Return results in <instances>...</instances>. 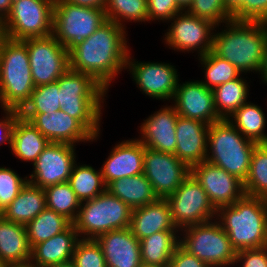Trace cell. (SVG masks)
Here are the masks:
<instances>
[{
    "label": "cell",
    "mask_w": 267,
    "mask_h": 267,
    "mask_svg": "<svg viewBox=\"0 0 267 267\" xmlns=\"http://www.w3.org/2000/svg\"><path fill=\"white\" fill-rule=\"evenodd\" d=\"M126 28L107 20L69 52V68L91 75L107 91L112 80L126 70L130 52Z\"/></svg>",
    "instance_id": "1"
},
{
    "label": "cell",
    "mask_w": 267,
    "mask_h": 267,
    "mask_svg": "<svg viewBox=\"0 0 267 267\" xmlns=\"http://www.w3.org/2000/svg\"><path fill=\"white\" fill-rule=\"evenodd\" d=\"M213 33L212 52L233 64L242 75L258 73L264 60L267 23L231 20Z\"/></svg>",
    "instance_id": "2"
},
{
    "label": "cell",
    "mask_w": 267,
    "mask_h": 267,
    "mask_svg": "<svg viewBox=\"0 0 267 267\" xmlns=\"http://www.w3.org/2000/svg\"><path fill=\"white\" fill-rule=\"evenodd\" d=\"M61 110L77 119L94 137L100 134L107 90L91 75L68 69L58 80Z\"/></svg>",
    "instance_id": "3"
},
{
    "label": "cell",
    "mask_w": 267,
    "mask_h": 267,
    "mask_svg": "<svg viewBox=\"0 0 267 267\" xmlns=\"http://www.w3.org/2000/svg\"><path fill=\"white\" fill-rule=\"evenodd\" d=\"M216 220L236 251L267 246V199L245 194L234 204L220 207Z\"/></svg>",
    "instance_id": "4"
},
{
    "label": "cell",
    "mask_w": 267,
    "mask_h": 267,
    "mask_svg": "<svg viewBox=\"0 0 267 267\" xmlns=\"http://www.w3.org/2000/svg\"><path fill=\"white\" fill-rule=\"evenodd\" d=\"M34 88L25 43L0 34V108L20 111Z\"/></svg>",
    "instance_id": "5"
},
{
    "label": "cell",
    "mask_w": 267,
    "mask_h": 267,
    "mask_svg": "<svg viewBox=\"0 0 267 267\" xmlns=\"http://www.w3.org/2000/svg\"><path fill=\"white\" fill-rule=\"evenodd\" d=\"M256 142L244 137L227 119L208 127L207 162L245 181ZM210 151V152H209Z\"/></svg>",
    "instance_id": "6"
},
{
    "label": "cell",
    "mask_w": 267,
    "mask_h": 267,
    "mask_svg": "<svg viewBox=\"0 0 267 267\" xmlns=\"http://www.w3.org/2000/svg\"><path fill=\"white\" fill-rule=\"evenodd\" d=\"M132 208L107 190L82 202L72 222L79 238L96 239L99 235L130 226Z\"/></svg>",
    "instance_id": "7"
},
{
    "label": "cell",
    "mask_w": 267,
    "mask_h": 267,
    "mask_svg": "<svg viewBox=\"0 0 267 267\" xmlns=\"http://www.w3.org/2000/svg\"><path fill=\"white\" fill-rule=\"evenodd\" d=\"M180 246L209 267L234 266L236 250L216 219L181 229Z\"/></svg>",
    "instance_id": "8"
},
{
    "label": "cell",
    "mask_w": 267,
    "mask_h": 267,
    "mask_svg": "<svg viewBox=\"0 0 267 267\" xmlns=\"http://www.w3.org/2000/svg\"><path fill=\"white\" fill-rule=\"evenodd\" d=\"M54 4L52 0H13L0 34L13 39L46 37L52 34Z\"/></svg>",
    "instance_id": "9"
},
{
    "label": "cell",
    "mask_w": 267,
    "mask_h": 267,
    "mask_svg": "<svg viewBox=\"0 0 267 267\" xmlns=\"http://www.w3.org/2000/svg\"><path fill=\"white\" fill-rule=\"evenodd\" d=\"M106 21L105 10L58 0L54 4L52 35L70 52Z\"/></svg>",
    "instance_id": "10"
},
{
    "label": "cell",
    "mask_w": 267,
    "mask_h": 267,
    "mask_svg": "<svg viewBox=\"0 0 267 267\" xmlns=\"http://www.w3.org/2000/svg\"><path fill=\"white\" fill-rule=\"evenodd\" d=\"M166 200L170 205L173 222L179 230L190 225L210 222L217 217V210L191 173Z\"/></svg>",
    "instance_id": "11"
},
{
    "label": "cell",
    "mask_w": 267,
    "mask_h": 267,
    "mask_svg": "<svg viewBox=\"0 0 267 267\" xmlns=\"http://www.w3.org/2000/svg\"><path fill=\"white\" fill-rule=\"evenodd\" d=\"M22 41L27 47L35 87L57 81L69 69V52L52 34Z\"/></svg>",
    "instance_id": "12"
},
{
    "label": "cell",
    "mask_w": 267,
    "mask_h": 267,
    "mask_svg": "<svg viewBox=\"0 0 267 267\" xmlns=\"http://www.w3.org/2000/svg\"><path fill=\"white\" fill-rule=\"evenodd\" d=\"M169 22L171 25L163 38L169 49L184 53L197 51L198 57L212 51L213 23L193 16L186 10L179 12Z\"/></svg>",
    "instance_id": "13"
},
{
    "label": "cell",
    "mask_w": 267,
    "mask_h": 267,
    "mask_svg": "<svg viewBox=\"0 0 267 267\" xmlns=\"http://www.w3.org/2000/svg\"><path fill=\"white\" fill-rule=\"evenodd\" d=\"M130 53L125 69H129L127 71H130L137 88L152 99L173 101L179 81L175 66L165 62L136 61Z\"/></svg>",
    "instance_id": "14"
},
{
    "label": "cell",
    "mask_w": 267,
    "mask_h": 267,
    "mask_svg": "<svg viewBox=\"0 0 267 267\" xmlns=\"http://www.w3.org/2000/svg\"><path fill=\"white\" fill-rule=\"evenodd\" d=\"M143 174L159 199H167L190 174V168L172 153L145 147Z\"/></svg>",
    "instance_id": "15"
},
{
    "label": "cell",
    "mask_w": 267,
    "mask_h": 267,
    "mask_svg": "<svg viewBox=\"0 0 267 267\" xmlns=\"http://www.w3.org/2000/svg\"><path fill=\"white\" fill-rule=\"evenodd\" d=\"M75 146L50 142L33 163V171L27 176L28 182L43 189L67 182L77 162Z\"/></svg>",
    "instance_id": "16"
},
{
    "label": "cell",
    "mask_w": 267,
    "mask_h": 267,
    "mask_svg": "<svg viewBox=\"0 0 267 267\" xmlns=\"http://www.w3.org/2000/svg\"><path fill=\"white\" fill-rule=\"evenodd\" d=\"M216 210L229 206L245 195L244 184L236 176L207 161L190 168Z\"/></svg>",
    "instance_id": "17"
},
{
    "label": "cell",
    "mask_w": 267,
    "mask_h": 267,
    "mask_svg": "<svg viewBox=\"0 0 267 267\" xmlns=\"http://www.w3.org/2000/svg\"><path fill=\"white\" fill-rule=\"evenodd\" d=\"M29 121L50 142L77 145L82 142L97 141L100 134L93 136L77 119L59 110L48 115L20 114Z\"/></svg>",
    "instance_id": "18"
},
{
    "label": "cell",
    "mask_w": 267,
    "mask_h": 267,
    "mask_svg": "<svg viewBox=\"0 0 267 267\" xmlns=\"http://www.w3.org/2000/svg\"><path fill=\"white\" fill-rule=\"evenodd\" d=\"M173 105L178 115L202 121L208 125L220 121L216 113L214 94L200 80L178 81Z\"/></svg>",
    "instance_id": "19"
},
{
    "label": "cell",
    "mask_w": 267,
    "mask_h": 267,
    "mask_svg": "<svg viewBox=\"0 0 267 267\" xmlns=\"http://www.w3.org/2000/svg\"><path fill=\"white\" fill-rule=\"evenodd\" d=\"M163 107L143 120L139 127L141 137L137 139L145 147L174 154L177 141L176 122L179 115L173 104Z\"/></svg>",
    "instance_id": "20"
},
{
    "label": "cell",
    "mask_w": 267,
    "mask_h": 267,
    "mask_svg": "<svg viewBox=\"0 0 267 267\" xmlns=\"http://www.w3.org/2000/svg\"><path fill=\"white\" fill-rule=\"evenodd\" d=\"M145 146L137 139L123 140L112 147L100 168L106 186L124 177L143 173Z\"/></svg>",
    "instance_id": "21"
},
{
    "label": "cell",
    "mask_w": 267,
    "mask_h": 267,
    "mask_svg": "<svg viewBox=\"0 0 267 267\" xmlns=\"http://www.w3.org/2000/svg\"><path fill=\"white\" fill-rule=\"evenodd\" d=\"M209 125L183 116L176 122V150L174 155L189 168L206 160Z\"/></svg>",
    "instance_id": "22"
},
{
    "label": "cell",
    "mask_w": 267,
    "mask_h": 267,
    "mask_svg": "<svg viewBox=\"0 0 267 267\" xmlns=\"http://www.w3.org/2000/svg\"><path fill=\"white\" fill-rule=\"evenodd\" d=\"M107 267H141L140 241L130 228L113 230L99 235Z\"/></svg>",
    "instance_id": "23"
},
{
    "label": "cell",
    "mask_w": 267,
    "mask_h": 267,
    "mask_svg": "<svg viewBox=\"0 0 267 267\" xmlns=\"http://www.w3.org/2000/svg\"><path fill=\"white\" fill-rule=\"evenodd\" d=\"M129 228L139 241L161 231L179 230L173 222L166 199H158L154 203L134 208Z\"/></svg>",
    "instance_id": "24"
},
{
    "label": "cell",
    "mask_w": 267,
    "mask_h": 267,
    "mask_svg": "<svg viewBox=\"0 0 267 267\" xmlns=\"http://www.w3.org/2000/svg\"><path fill=\"white\" fill-rule=\"evenodd\" d=\"M79 235L71 224L65 231L42 241L31 248L30 264L48 267L72 260Z\"/></svg>",
    "instance_id": "25"
},
{
    "label": "cell",
    "mask_w": 267,
    "mask_h": 267,
    "mask_svg": "<svg viewBox=\"0 0 267 267\" xmlns=\"http://www.w3.org/2000/svg\"><path fill=\"white\" fill-rule=\"evenodd\" d=\"M31 247L26 227L12 221H0V267L29 264Z\"/></svg>",
    "instance_id": "26"
},
{
    "label": "cell",
    "mask_w": 267,
    "mask_h": 267,
    "mask_svg": "<svg viewBox=\"0 0 267 267\" xmlns=\"http://www.w3.org/2000/svg\"><path fill=\"white\" fill-rule=\"evenodd\" d=\"M45 208V189L27 182L3 210L4 219L25 226Z\"/></svg>",
    "instance_id": "27"
},
{
    "label": "cell",
    "mask_w": 267,
    "mask_h": 267,
    "mask_svg": "<svg viewBox=\"0 0 267 267\" xmlns=\"http://www.w3.org/2000/svg\"><path fill=\"white\" fill-rule=\"evenodd\" d=\"M50 141L44 137L29 121L21 116L17 119L11 142V153L22 162L33 163Z\"/></svg>",
    "instance_id": "28"
},
{
    "label": "cell",
    "mask_w": 267,
    "mask_h": 267,
    "mask_svg": "<svg viewBox=\"0 0 267 267\" xmlns=\"http://www.w3.org/2000/svg\"><path fill=\"white\" fill-rule=\"evenodd\" d=\"M106 190L132 209L154 203L159 199L143 173L114 180L106 186Z\"/></svg>",
    "instance_id": "29"
},
{
    "label": "cell",
    "mask_w": 267,
    "mask_h": 267,
    "mask_svg": "<svg viewBox=\"0 0 267 267\" xmlns=\"http://www.w3.org/2000/svg\"><path fill=\"white\" fill-rule=\"evenodd\" d=\"M180 230L154 233L140 240L141 261L144 265L168 267L180 245Z\"/></svg>",
    "instance_id": "30"
},
{
    "label": "cell",
    "mask_w": 267,
    "mask_h": 267,
    "mask_svg": "<svg viewBox=\"0 0 267 267\" xmlns=\"http://www.w3.org/2000/svg\"><path fill=\"white\" fill-rule=\"evenodd\" d=\"M244 137L256 142L267 143L266 116L262 108L251 101L242 104L227 119Z\"/></svg>",
    "instance_id": "31"
},
{
    "label": "cell",
    "mask_w": 267,
    "mask_h": 267,
    "mask_svg": "<svg viewBox=\"0 0 267 267\" xmlns=\"http://www.w3.org/2000/svg\"><path fill=\"white\" fill-rule=\"evenodd\" d=\"M242 75L212 89L216 113L221 119H228L242 104L247 103L249 82Z\"/></svg>",
    "instance_id": "32"
},
{
    "label": "cell",
    "mask_w": 267,
    "mask_h": 267,
    "mask_svg": "<svg viewBox=\"0 0 267 267\" xmlns=\"http://www.w3.org/2000/svg\"><path fill=\"white\" fill-rule=\"evenodd\" d=\"M78 164L75 163L68 182L76 197L82 203L105 192L106 184L100 169L96 170L87 164Z\"/></svg>",
    "instance_id": "33"
},
{
    "label": "cell",
    "mask_w": 267,
    "mask_h": 267,
    "mask_svg": "<svg viewBox=\"0 0 267 267\" xmlns=\"http://www.w3.org/2000/svg\"><path fill=\"white\" fill-rule=\"evenodd\" d=\"M71 224L64 215L46 207L25 225L30 247L65 231Z\"/></svg>",
    "instance_id": "34"
},
{
    "label": "cell",
    "mask_w": 267,
    "mask_h": 267,
    "mask_svg": "<svg viewBox=\"0 0 267 267\" xmlns=\"http://www.w3.org/2000/svg\"><path fill=\"white\" fill-rule=\"evenodd\" d=\"M243 184L246 195L267 199V143L256 144Z\"/></svg>",
    "instance_id": "35"
},
{
    "label": "cell",
    "mask_w": 267,
    "mask_h": 267,
    "mask_svg": "<svg viewBox=\"0 0 267 267\" xmlns=\"http://www.w3.org/2000/svg\"><path fill=\"white\" fill-rule=\"evenodd\" d=\"M204 69V80H200L207 88L214 89L216 86L235 80L242 74L233 64L224 60L212 51L197 57Z\"/></svg>",
    "instance_id": "36"
},
{
    "label": "cell",
    "mask_w": 267,
    "mask_h": 267,
    "mask_svg": "<svg viewBox=\"0 0 267 267\" xmlns=\"http://www.w3.org/2000/svg\"><path fill=\"white\" fill-rule=\"evenodd\" d=\"M104 10L107 20L123 28L124 22H148L147 0H107Z\"/></svg>",
    "instance_id": "37"
},
{
    "label": "cell",
    "mask_w": 267,
    "mask_h": 267,
    "mask_svg": "<svg viewBox=\"0 0 267 267\" xmlns=\"http://www.w3.org/2000/svg\"><path fill=\"white\" fill-rule=\"evenodd\" d=\"M45 201L47 208L64 215L71 222L75 220L81 204L68 181L46 187Z\"/></svg>",
    "instance_id": "38"
},
{
    "label": "cell",
    "mask_w": 267,
    "mask_h": 267,
    "mask_svg": "<svg viewBox=\"0 0 267 267\" xmlns=\"http://www.w3.org/2000/svg\"><path fill=\"white\" fill-rule=\"evenodd\" d=\"M58 92L57 81L35 87L29 101L20 110V114L47 113L50 115L61 110Z\"/></svg>",
    "instance_id": "39"
},
{
    "label": "cell",
    "mask_w": 267,
    "mask_h": 267,
    "mask_svg": "<svg viewBox=\"0 0 267 267\" xmlns=\"http://www.w3.org/2000/svg\"><path fill=\"white\" fill-rule=\"evenodd\" d=\"M186 11L200 19L210 21L218 29L221 23L225 24L232 20V16L224 7L223 0H192Z\"/></svg>",
    "instance_id": "40"
},
{
    "label": "cell",
    "mask_w": 267,
    "mask_h": 267,
    "mask_svg": "<svg viewBox=\"0 0 267 267\" xmlns=\"http://www.w3.org/2000/svg\"><path fill=\"white\" fill-rule=\"evenodd\" d=\"M76 267H107L103 250L96 239H79L72 257Z\"/></svg>",
    "instance_id": "41"
},
{
    "label": "cell",
    "mask_w": 267,
    "mask_h": 267,
    "mask_svg": "<svg viewBox=\"0 0 267 267\" xmlns=\"http://www.w3.org/2000/svg\"><path fill=\"white\" fill-rule=\"evenodd\" d=\"M27 182V176L22 178L13 169L0 167V207L3 210L17 197Z\"/></svg>",
    "instance_id": "42"
},
{
    "label": "cell",
    "mask_w": 267,
    "mask_h": 267,
    "mask_svg": "<svg viewBox=\"0 0 267 267\" xmlns=\"http://www.w3.org/2000/svg\"><path fill=\"white\" fill-rule=\"evenodd\" d=\"M148 5V22L169 21L183 11L175 0H147Z\"/></svg>",
    "instance_id": "43"
},
{
    "label": "cell",
    "mask_w": 267,
    "mask_h": 267,
    "mask_svg": "<svg viewBox=\"0 0 267 267\" xmlns=\"http://www.w3.org/2000/svg\"><path fill=\"white\" fill-rule=\"evenodd\" d=\"M237 263L239 267H267V246L236 251L234 266Z\"/></svg>",
    "instance_id": "44"
},
{
    "label": "cell",
    "mask_w": 267,
    "mask_h": 267,
    "mask_svg": "<svg viewBox=\"0 0 267 267\" xmlns=\"http://www.w3.org/2000/svg\"><path fill=\"white\" fill-rule=\"evenodd\" d=\"M242 21L267 23V0H243Z\"/></svg>",
    "instance_id": "45"
},
{
    "label": "cell",
    "mask_w": 267,
    "mask_h": 267,
    "mask_svg": "<svg viewBox=\"0 0 267 267\" xmlns=\"http://www.w3.org/2000/svg\"><path fill=\"white\" fill-rule=\"evenodd\" d=\"M3 117L0 119V145L8 143L11 150L12 132L17 119L20 117V111L16 109H2ZM3 118V119H2Z\"/></svg>",
    "instance_id": "46"
},
{
    "label": "cell",
    "mask_w": 267,
    "mask_h": 267,
    "mask_svg": "<svg viewBox=\"0 0 267 267\" xmlns=\"http://www.w3.org/2000/svg\"><path fill=\"white\" fill-rule=\"evenodd\" d=\"M168 267H209L195 255L188 253L180 245L176 248Z\"/></svg>",
    "instance_id": "47"
},
{
    "label": "cell",
    "mask_w": 267,
    "mask_h": 267,
    "mask_svg": "<svg viewBox=\"0 0 267 267\" xmlns=\"http://www.w3.org/2000/svg\"><path fill=\"white\" fill-rule=\"evenodd\" d=\"M224 7L232 16L233 20L242 21V2L243 0H223Z\"/></svg>",
    "instance_id": "48"
},
{
    "label": "cell",
    "mask_w": 267,
    "mask_h": 267,
    "mask_svg": "<svg viewBox=\"0 0 267 267\" xmlns=\"http://www.w3.org/2000/svg\"><path fill=\"white\" fill-rule=\"evenodd\" d=\"M65 1L77 6L102 9V10L105 9L107 2V0H65Z\"/></svg>",
    "instance_id": "49"
},
{
    "label": "cell",
    "mask_w": 267,
    "mask_h": 267,
    "mask_svg": "<svg viewBox=\"0 0 267 267\" xmlns=\"http://www.w3.org/2000/svg\"><path fill=\"white\" fill-rule=\"evenodd\" d=\"M13 0H0V23L9 14Z\"/></svg>",
    "instance_id": "50"
},
{
    "label": "cell",
    "mask_w": 267,
    "mask_h": 267,
    "mask_svg": "<svg viewBox=\"0 0 267 267\" xmlns=\"http://www.w3.org/2000/svg\"><path fill=\"white\" fill-rule=\"evenodd\" d=\"M259 75L262 80L261 82L267 84V42L264 49V60Z\"/></svg>",
    "instance_id": "51"
},
{
    "label": "cell",
    "mask_w": 267,
    "mask_h": 267,
    "mask_svg": "<svg viewBox=\"0 0 267 267\" xmlns=\"http://www.w3.org/2000/svg\"><path fill=\"white\" fill-rule=\"evenodd\" d=\"M177 2V5L183 10H187L190 4L192 3V0H175Z\"/></svg>",
    "instance_id": "52"
},
{
    "label": "cell",
    "mask_w": 267,
    "mask_h": 267,
    "mask_svg": "<svg viewBox=\"0 0 267 267\" xmlns=\"http://www.w3.org/2000/svg\"><path fill=\"white\" fill-rule=\"evenodd\" d=\"M48 267H76V265L73 260H69V261L61 262V263L54 264Z\"/></svg>",
    "instance_id": "53"
},
{
    "label": "cell",
    "mask_w": 267,
    "mask_h": 267,
    "mask_svg": "<svg viewBox=\"0 0 267 267\" xmlns=\"http://www.w3.org/2000/svg\"><path fill=\"white\" fill-rule=\"evenodd\" d=\"M8 267H37V266H34L32 264H23V265H12V266H8Z\"/></svg>",
    "instance_id": "54"
},
{
    "label": "cell",
    "mask_w": 267,
    "mask_h": 267,
    "mask_svg": "<svg viewBox=\"0 0 267 267\" xmlns=\"http://www.w3.org/2000/svg\"><path fill=\"white\" fill-rule=\"evenodd\" d=\"M4 218L3 209L0 207V221Z\"/></svg>",
    "instance_id": "55"
},
{
    "label": "cell",
    "mask_w": 267,
    "mask_h": 267,
    "mask_svg": "<svg viewBox=\"0 0 267 267\" xmlns=\"http://www.w3.org/2000/svg\"><path fill=\"white\" fill-rule=\"evenodd\" d=\"M141 267H160V266H152V265H144V264H142Z\"/></svg>",
    "instance_id": "56"
}]
</instances>
